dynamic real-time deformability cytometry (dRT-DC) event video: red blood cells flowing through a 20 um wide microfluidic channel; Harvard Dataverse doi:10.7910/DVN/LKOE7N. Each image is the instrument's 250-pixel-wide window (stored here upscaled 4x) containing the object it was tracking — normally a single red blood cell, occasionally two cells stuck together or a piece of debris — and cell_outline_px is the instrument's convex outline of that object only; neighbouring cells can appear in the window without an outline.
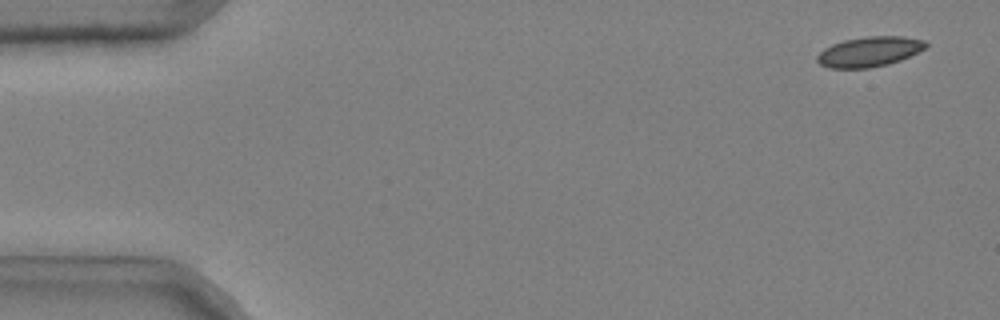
{"species": "common noctule bat (a hibernating species)", "species_latin": "Nyctalus noctula", "temperature_condition": "cold", "stored_images_in_passage": 12, "camera_frame_rate_fps": 3000, "um_per_image_px": 0.085, "animal": {"sex": "male", "body_mass_g": 20.4}, "frame": {"image": 1, "passage_image": 3, "time_ms": 0.667, "image_size_px": [1000, 320], "cell_outline_px": [[928, 44], [924, 48], [900, 60], [888, 64], [868, 68], [828, 68], [820, 64], [816, 60], [816, 56], [824, 48], [832, 44], [844, 40], [868, 36], [904, 36], [924, 40]], "centroid_in_image_um": [73.86, 4.39], "position_along_channel_um": 11.1, "area_um2": 18.9}}